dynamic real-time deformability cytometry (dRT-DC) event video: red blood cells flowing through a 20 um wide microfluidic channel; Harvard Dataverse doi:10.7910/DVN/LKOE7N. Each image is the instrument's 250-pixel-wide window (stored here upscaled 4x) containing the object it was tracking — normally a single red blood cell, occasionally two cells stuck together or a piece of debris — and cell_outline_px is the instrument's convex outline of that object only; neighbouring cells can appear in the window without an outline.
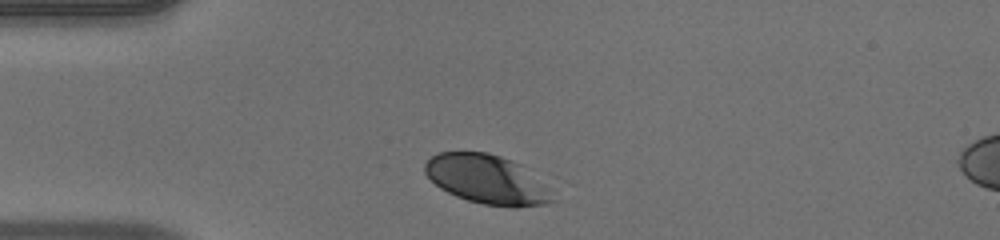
{"species": "human", "species_latin": "Homo sapiens", "temperature_condition": "warm", "stored_images_in_passage": 31, "camera_frame_rate_fps": 3000, "um_per_image_px": 0.085, "donor": {"sex": "male"}, "frame": {"image": 1, "passage_image": 1, "time_ms": 0.0, "image_size_px": [1000, 240], "cell_outline_px": [[556, 200], [548, 204], [512, 208], [484, 204], [468, 200], [456, 196], [440, 188], [424, 172], [424, 164], [436, 152], [488, 152], [512, 160], [520, 164]], "centroid_in_image_um": [41.32, 15.25], "position_along_channel_um": 43.7, "area_um2": 35.89}}
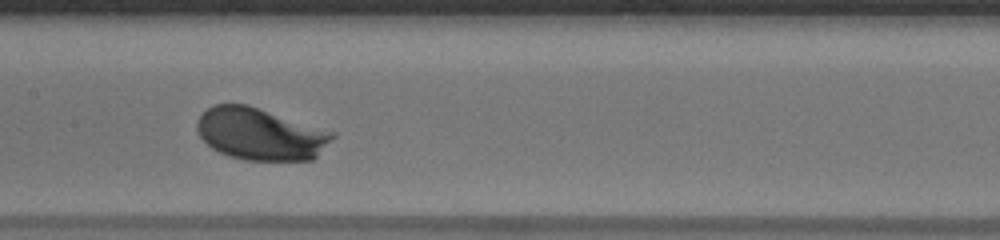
{"frame": {"image": 2, "passage_image": 14, "time_ms": 4.333, "image_size_px": [1000, 240], "cell_outline_px": [[336, 136], [312, 160], [244, 160], [228, 156], [212, 148], [200, 136], [196, 128], [196, 120], [208, 108], [216, 104], [248, 104], [336, 132]], "centroid_in_image_um": [22.14, 11.38], "position_along_channel_um": 185.3, "area_um2": 41.15}}
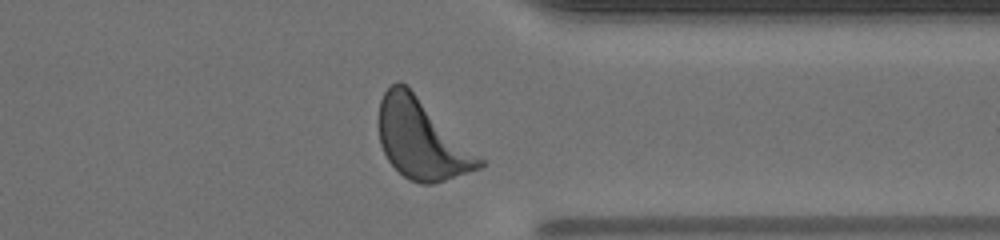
{"frame": {"image": 3, "passage_image": 29, "time_ms": 9.333, "image_size_px": [1000, 240], "cell_outline_px": [[484, 164], [480, 168], [432, 184], [420, 184], [408, 180], [388, 160], [380, 144], [376, 124], [376, 120], [380, 100], [384, 92], [396, 80], [400, 80], [484, 160]], "centroid_in_image_um": [35.76, 11.84], "position_along_channel_um": 375.6, "area_um2": 46.24}}